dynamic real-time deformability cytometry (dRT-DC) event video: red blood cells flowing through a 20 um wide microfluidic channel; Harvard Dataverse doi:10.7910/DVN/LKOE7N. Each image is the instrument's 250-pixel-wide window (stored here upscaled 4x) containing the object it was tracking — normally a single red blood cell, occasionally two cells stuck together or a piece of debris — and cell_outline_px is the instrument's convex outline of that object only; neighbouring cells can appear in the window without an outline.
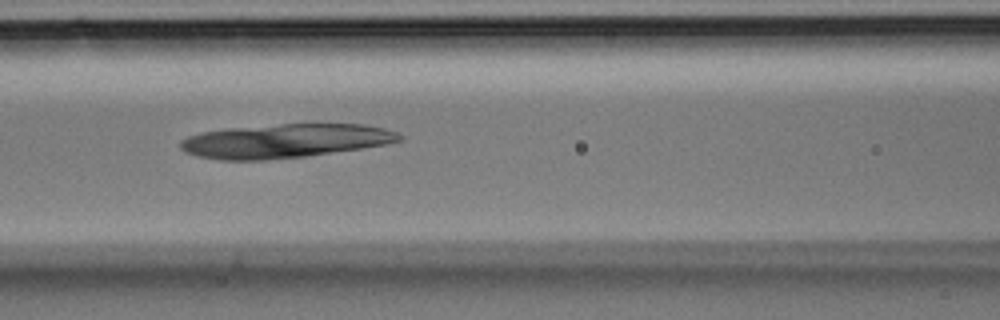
{"species": "Egyptian fruit bat (a non-hibernating species)", "species_latin": "Rousettus aegyptiacus", "temperature_condition": "room temperature", "stored_images_in_passage": 27, "camera_frame_rate_fps": 3000, "um_per_image_px": 0.085, "animal": {"sex": "male"}, "frame": {"image": 1, "passage_image": 16, "time_ms": 5.0, "image_size_px": [1000, 320], "cell_outline_px": [[372, 144], [348, 148], [316, 152], [272, 156], [220, 156], [200, 152], [192, 148], [188, 144], [208, 136], [224, 132], [360, 128], [364, 128], [372, 140]], "centroid_in_image_um": [23.88, 12.07], "position_along_channel_um": 142.7, "area_um2": 27.8}}
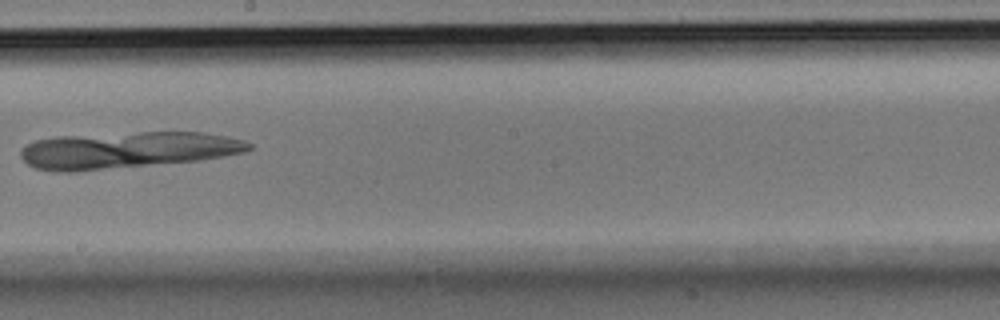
{"frame": {"image": 2, "passage_image": 21, "time_ms": 6.667, "image_size_px": [1000, 320], "cell_outline_px": [[244, 148], [228, 152], [172, 160], [80, 168], [60, 168], [40, 164], [60, 140], [84, 140]], "centroid_in_image_um": [10.29, 13.03], "position_along_channel_um": 237.9, "area_um2": 25.03}}
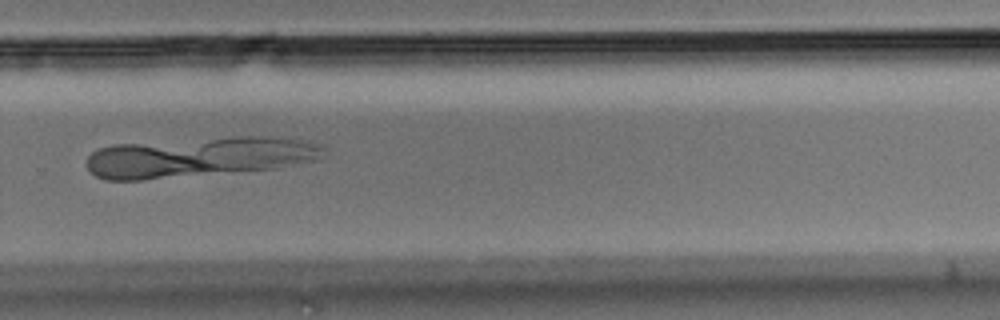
{"frame": {"image": 3, "passage_image": 25, "time_ms": 8.0, "image_size_px": [1000, 320], "cell_outline_px": [[212, 168], [152, 176], [104, 176], [112, 148], [148, 148], [184, 156], [208, 164]], "centroid_in_image_um": [12.67, 13.85], "position_along_channel_um": 317.1, "area_um2": 15.66}}